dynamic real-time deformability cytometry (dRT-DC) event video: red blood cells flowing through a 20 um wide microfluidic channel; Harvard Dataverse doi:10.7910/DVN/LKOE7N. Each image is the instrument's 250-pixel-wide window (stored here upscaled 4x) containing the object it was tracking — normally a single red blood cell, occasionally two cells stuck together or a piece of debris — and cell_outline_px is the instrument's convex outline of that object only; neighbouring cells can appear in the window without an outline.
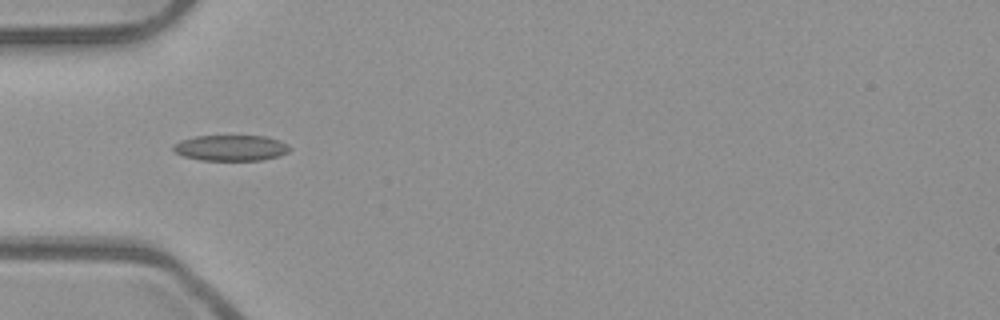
{"species": "common noctule bat (a hibernating species)", "species_latin": "Nyctalus noctula", "temperature_condition": "room temperature", "stored_images_in_passage": 8, "camera_frame_rate_fps": 3000, "um_per_image_px": 0.085, "animal": {"sex": "male", "body_mass_g": 23.1, "forearm_length_mm": 52.7}, "frame": {"image": 1, "passage_image": 3, "time_ms": 0.667, "image_size_px": [1000, 320], "cell_outline_px": [[292, 148], [288, 152], [280, 156], [260, 160], [200, 160], [184, 156], [176, 152], [172, 148], [172, 144], [180, 140], [196, 136], [268, 136], [280, 140], [288, 144]], "centroid_in_image_um": [19.65, 12.56], "position_along_channel_um": 65.3, "area_um2": 17.63}}